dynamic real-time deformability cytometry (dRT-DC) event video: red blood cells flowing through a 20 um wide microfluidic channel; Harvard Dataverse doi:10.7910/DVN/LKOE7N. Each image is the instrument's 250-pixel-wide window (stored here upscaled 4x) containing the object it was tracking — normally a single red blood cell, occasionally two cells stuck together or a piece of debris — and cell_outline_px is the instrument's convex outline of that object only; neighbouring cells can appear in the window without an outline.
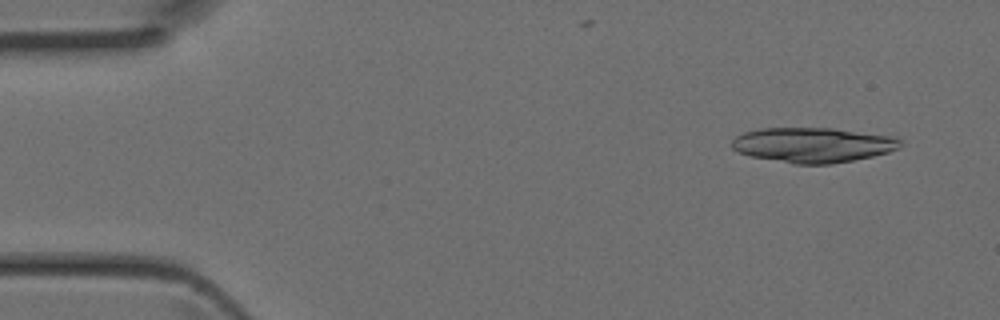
{"species": "Egyptian fruit bat (a non-hibernating species)", "species_latin": "Rousettus aegyptiacus", "temperature_condition": "room temperature", "stored_images_in_passage": 12, "camera_frame_rate_fps": 3000, "um_per_image_px": 0.085, "animal": {"sex": "female"}, "frame": {"image": 1, "passage_image": 3, "time_ms": 0.667, "image_size_px": [1000, 320], "cell_outline_px": [[900, 148], [888, 152], [872, 156], [832, 164], [796, 164], [752, 156], [740, 152], [732, 148], [732, 140], [736, 136], [744, 132], [760, 128], [832, 128], [896, 136], [900, 140]], "centroid_in_image_um": [69.12, 12.31], "position_along_channel_um": 15.9, "area_um2": 34.22}}